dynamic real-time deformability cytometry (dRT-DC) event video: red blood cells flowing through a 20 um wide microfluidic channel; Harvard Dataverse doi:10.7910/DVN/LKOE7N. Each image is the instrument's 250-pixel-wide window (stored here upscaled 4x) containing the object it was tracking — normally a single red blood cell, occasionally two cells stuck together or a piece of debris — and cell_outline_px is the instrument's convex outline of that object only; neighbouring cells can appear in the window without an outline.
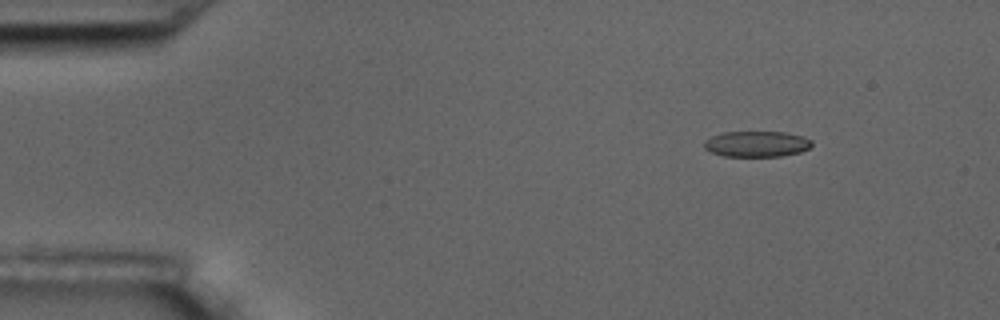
{"species": "common noctule bat (a hibernating species)", "species_latin": "Nyctalus noctula", "temperature_condition": "room temperature", "stored_images_in_passage": 5, "camera_frame_rate_fps": 3000, "um_per_image_px": 0.085, "animal": {"sex": "male", "body_mass_g": 17.5, "forearm_length_mm": 52.3}, "frame": {"image": 1, "passage_image": 2, "time_ms": 1.333, "image_size_px": [1000, 320], "cell_outline_px": [[812, 144], [808, 148], [800, 152], [780, 156], [724, 156], [712, 152], [704, 148], [704, 140], [712, 136], [724, 132], [784, 132], [804, 136], [812, 140]], "centroid_in_image_um": [64.32, 12.23], "position_along_channel_um": 20.7, "area_um2": 16.13}}
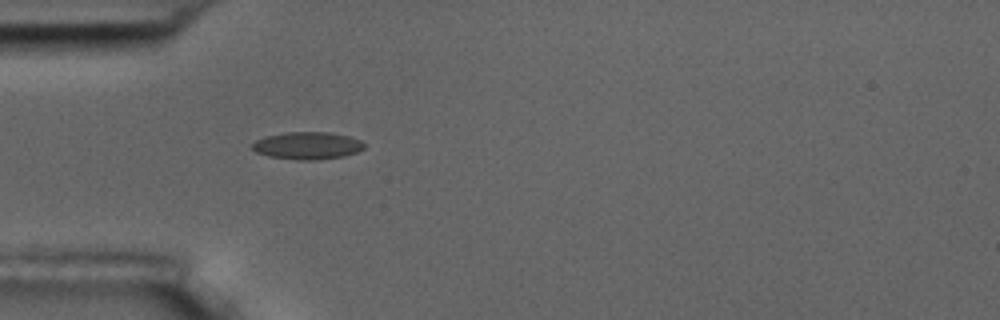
{"frame": {"image": 2, "passage_image": 5, "time_ms": 4.667, "image_size_px": [1000, 320], "cell_outline_px": [[364, 148], [356, 152], [344, 156], [316, 160], [296, 160], [268, 156], [256, 152], [248, 144], [264, 136], [288, 132], [328, 132], [348, 136], [360, 140], [364, 144]], "centroid_in_image_um": [26.08, 12.38], "position_along_channel_um": 58.9, "area_um2": 17.98}}